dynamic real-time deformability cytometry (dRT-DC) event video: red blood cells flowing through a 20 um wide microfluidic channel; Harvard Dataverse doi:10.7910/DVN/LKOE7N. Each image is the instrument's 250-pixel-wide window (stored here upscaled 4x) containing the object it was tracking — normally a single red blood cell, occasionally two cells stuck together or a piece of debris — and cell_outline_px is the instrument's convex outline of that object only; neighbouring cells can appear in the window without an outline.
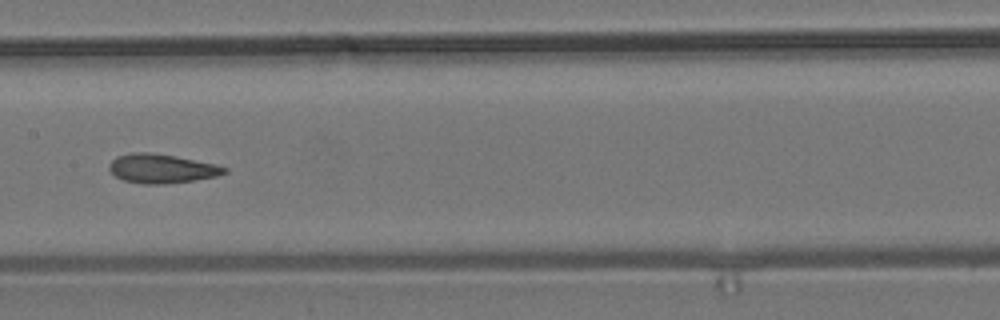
{"species": "common noctule bat (a hibernating species)", "species_latin": "Nyctalus noctula", "temperature_condition": "room temperature", "stored_images_in_passage": 39, "camera_frame_rate_fps": 3000, "um_per_image_px": 0.085, "animal": {"sex": "male", "body_mass_g": 19.2, "forearm_length_mm": 51.8}, "frame": {"image": 1, "passage_image": 12, "time_ms": 3.667, "image_size_px": [1000, 320], "cell_outline_px": [[228, 172], [216, 176], [192, 180], [164, 184], [144, 184], [124, 180], [116, 176], [108, 168], [108, 164], [116, 156], [132, 152], [148, 152], [176, 156], [216, 164], [228, 168]], "centroid_in_image_um": [13.73, 14.32], "position_along_channel_um": 193.7, "area_um2": 19.48}, "authors_computed_cell_mechanics": {"area_um2": 19.363, "velocity_mm_per_s": 3.7804, "shape_relaxation_time_tau1_ms": null, "shape_relaxation_time_tau2_ms": 2.2375, "deformation_change_tau1": null, "deformation_change_tau2": 0.096}}